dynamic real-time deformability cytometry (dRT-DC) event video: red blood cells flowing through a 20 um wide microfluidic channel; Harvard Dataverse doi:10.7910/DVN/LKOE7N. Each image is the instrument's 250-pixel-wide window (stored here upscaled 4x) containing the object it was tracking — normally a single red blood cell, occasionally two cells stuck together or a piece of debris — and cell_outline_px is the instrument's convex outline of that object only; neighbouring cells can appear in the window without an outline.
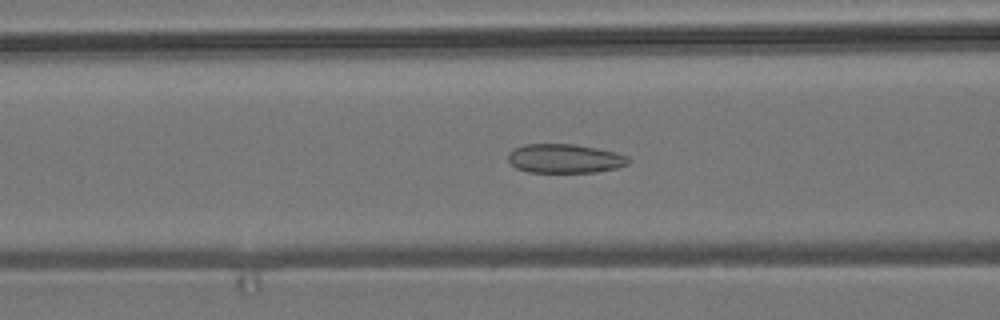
{"species": "common noctule bat (a hibernating species)", "species_latin": "Nyctalus noctula", "temperature_condition": "room temperature", "stored_images_in_passage": 52, "camera_frame_rate_fps": 3000, "um_per_image_px": 0.085, "animal": {"sex": "male", "body_mass_g": 19.2, "forearm_length_mm": 51.8}, "frame": {"image": 1, "passage_image": 19, "time_ms": 6.0, "image_size_px": [1000, 320], "cell_outline_px": [[628, 164], [616, 168], [596, 172], [528, 172], [516, 168], [508, 160], [508, 152], [512, 148], [524, 144], [572, 144], [596, 148], [628, 156]], "centroid_in_image_um": [47.94, 13.47], "position_along_channel_um": 118.7, "area_um2": 20.29}}
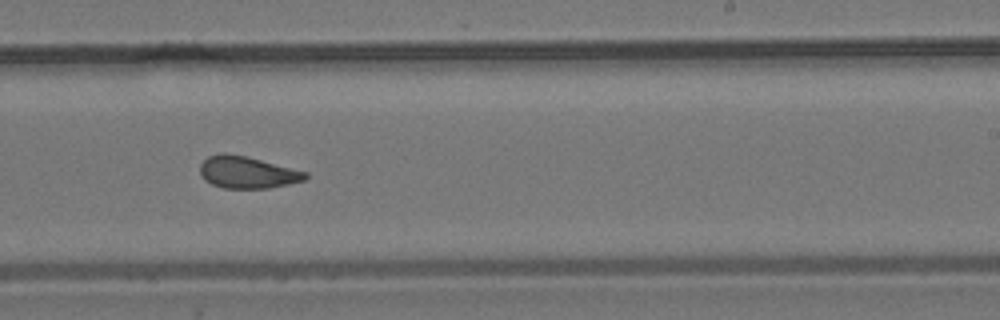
{"frame": {"image": 2, "passage_image": 31, "time_ms": 10.0, "image_size_px": [1000, 320], "cell_outline_px": [[308, 176], [304, 180], [288, 184], [268, 188], [224, 188], [212, 184], [204, 180], [200, 172], [200, 164], [208, 156], [224, 152], [228, 152], [248, 156], [308, 172]], "centroid_in_image_um": [21.01, 14.63], "position_along_channel_um": 268.0, "area_um2": 19.77}}
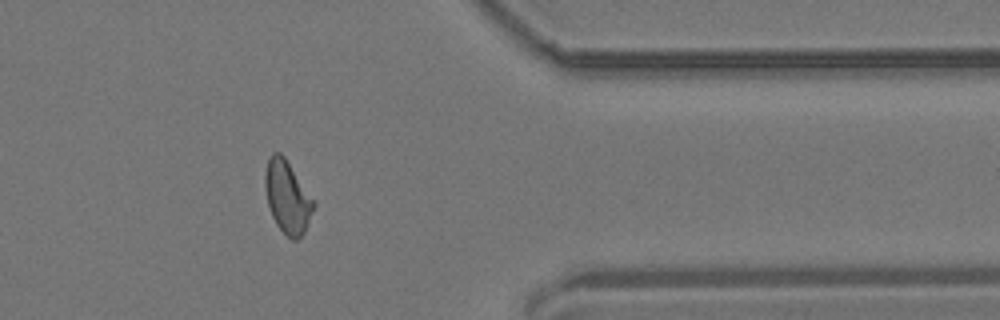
{"frame": {"image": 3, "passage_image": 42, "time_ms": 13.667, "image_size_px": [1000, 320], "cell_outline_px": [[316, 204], [304, 232], [296, 240], [292, 240], [276, 224], [272, 216], [268, 204], [264, 188], [264, 172], [268, 160], [272, 152], [280, 152], [284, 156]], "centroid_in_image_um": [24.4, 16.73], "position_along_channel_um": 387.0, "area_um2": 20.23}, "authors_computed_cell_mechanics": {"area_um2": 20.2878, "velocity_mm_per_s": 3.7313, "shape_relaxation_time_tau1_ms": null, "shape_relaxation_time_tau2_ms": 1.6039, "deformation_change_tau1": null, "deformation_change_tau2": 0.0754}}